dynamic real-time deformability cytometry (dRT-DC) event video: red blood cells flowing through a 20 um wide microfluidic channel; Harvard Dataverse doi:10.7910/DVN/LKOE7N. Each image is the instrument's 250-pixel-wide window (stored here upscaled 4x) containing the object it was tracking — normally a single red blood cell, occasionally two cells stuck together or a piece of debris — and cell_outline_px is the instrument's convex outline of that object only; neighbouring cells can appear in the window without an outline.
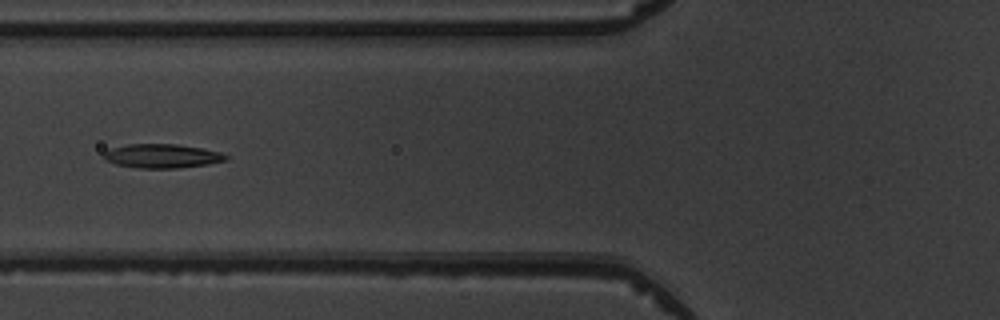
{"species": "common noctule bat (a hibernating species)", "species_latin": "Nyctalus noctula", "temperature_condition": "warm", "stored_images_in_passage": 6, "camera_frame_rate_fps": 3000, "um_per_image_px": 0.085, "animal": {"sex": "male", "body_mass_g": 19.5, "forearm_length_mm": 54.6}, "frame": {"image": 1, "passage_image": 5, "time_ms": 4.667, "image_size_px": [1000, 320], "cell_outline_px": [[228, 160], [208, 164], [176, 168], [140, 168], [116, 164], [104, 160], [104, 152], [112, 148], [128, 144], [176, 144], [200, 148], [220, 152], [228, 156]], "centroid_in_image_um": [13.77, 13.26], "position_along_channel_um": 112.0, "area_um2": 16.94}}
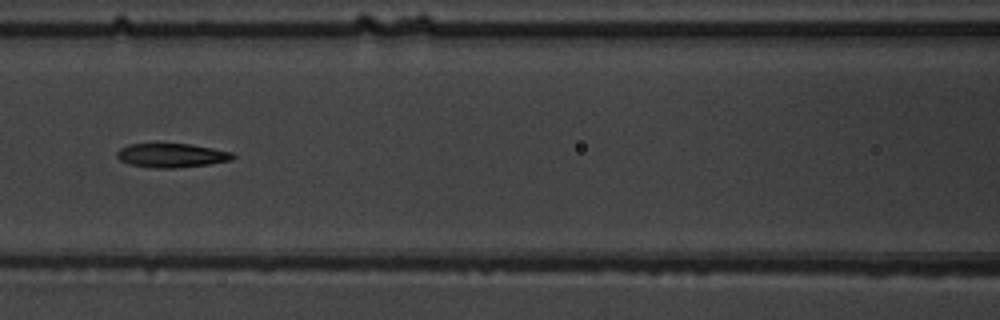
{"frame": {"image": 2, "passage_image": 6, "time_ms": 5.667, "image_size_px": [1000, 320], "cell_outline_px": [[236, 156], [232, 160], [208, 164], [176, 168], [156, 168], [128, 164], [120, 160], [116, 156], [116, 152], [120, 148], [128, 144], [156, 140], [188, 144], [212, 148], [232, 152]], "centroid_in_image_um": [14.51, 13.16], "position_along_channel_um": 152.1, "area_um2": 17.05}}